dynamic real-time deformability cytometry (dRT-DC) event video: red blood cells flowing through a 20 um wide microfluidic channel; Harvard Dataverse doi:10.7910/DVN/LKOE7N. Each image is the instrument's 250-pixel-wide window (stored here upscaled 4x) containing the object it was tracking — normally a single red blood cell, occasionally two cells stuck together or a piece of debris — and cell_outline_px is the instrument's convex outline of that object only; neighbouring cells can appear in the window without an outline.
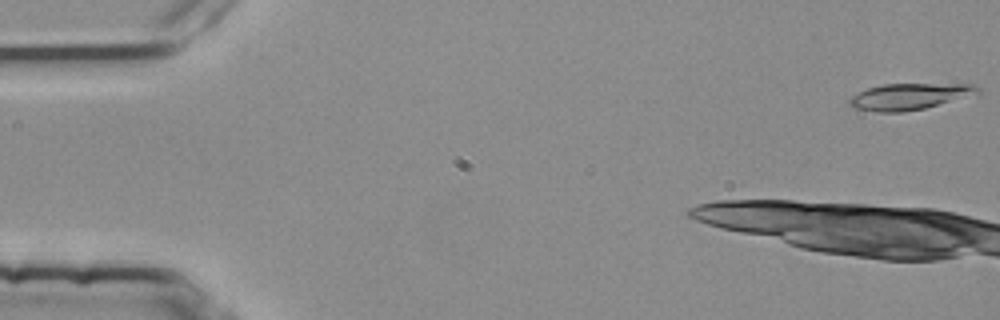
{"species": "common noctule bat (a hibernating species)", "species_latin": "Nyctalus noctula", "temperature_condition": "room temperature", "stored_images_in_passage": 5, "camera_frame_rate_fps": 3000, "um_per_image_px": 0.085, "animal": {"sex": "female", "body_mass_g": 25.1}, "frame": {"image": 1, "passage_image": 1, "time_ms": 0.0, "image_size_px": [1000, 320], "cell_outline_px": [[980, 96], [924, 108], [904, 112], [876, 112], [856, 108], [848, 104], [848, 100], [852, 96], [868, 88], [884, 84], [976, 84], [980, 88]], "centroid_in_image_um": [77.44, 8.2], "position_along_channel_um": 7.6, "area_um2": 20.11}}
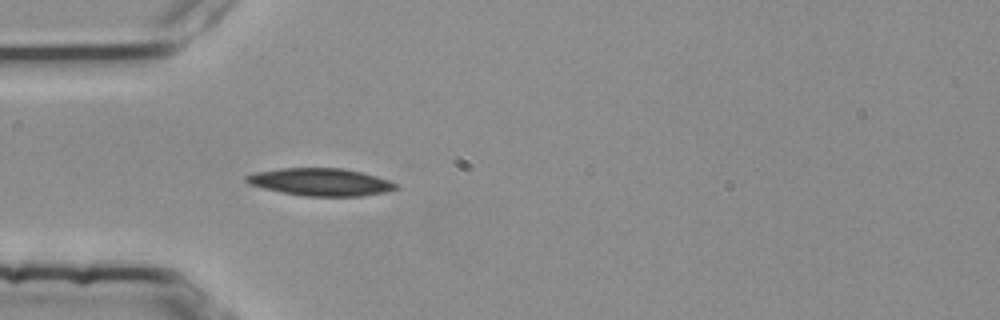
{"frame": {"image": 2, "passage_image": 5, "time_ms": 1.333, "image_size_px": [1000, 320], "cell_outline_px": [[396, 188], [384, 192], [360, 196], [304, 196], [264, 188], [252, 184], [244, 180], [244, 176], [256, 172], [280, 168], [340, 168], [360, 172], [376, 176], [388, 180], [396, 184]], "centroid_in_image_um": [27.22, 15.46], "position_along_channel_um": 57.8, "area_um2": 23.52}}